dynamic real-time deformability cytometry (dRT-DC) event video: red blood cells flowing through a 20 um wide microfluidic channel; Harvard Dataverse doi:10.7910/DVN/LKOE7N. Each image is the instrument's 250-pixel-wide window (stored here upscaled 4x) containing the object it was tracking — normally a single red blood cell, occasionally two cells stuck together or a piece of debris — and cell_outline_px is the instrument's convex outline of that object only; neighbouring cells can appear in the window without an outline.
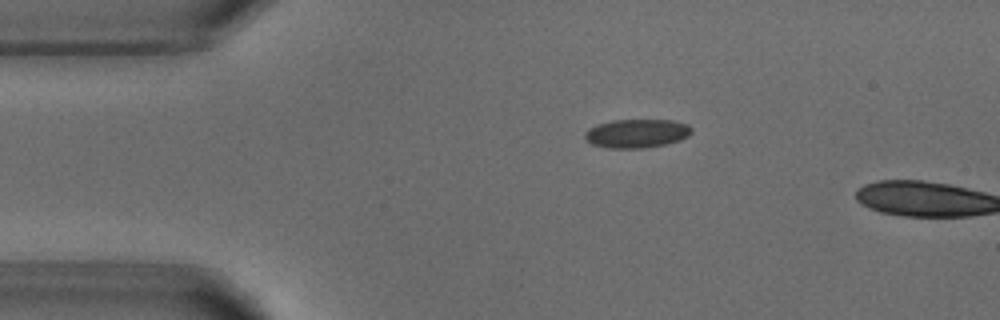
{"species": "common noctule bat (a hibernating species)", "species_latin": "Nyctalus noctula", "temperature_condition": "warm", "stored_images_in_passage": 2, "camera_frame_rate_fps": 3000, "um_per_image_px": 0.085, "animal": {"sex": "male", "body_mass_g": 18.8}, "frame": {"image": 1, "passage_image": 1, "time_ms": 0.0, "image_size_px": [1000, 320], "cell_outline_px": [[692, 132], [688, 136], [680, 140], [664, 144], [644, 148], [608, 148], [592, 144], [584, 136], [584, 132], [588, 128], [596, 124], [612, 120], [672, 120], [688, 124], [692, 128]], "centroid_in_image_um": [54.11, 11.33], "position_along_channel_um": 30.9, "area_um2": 17.92}}